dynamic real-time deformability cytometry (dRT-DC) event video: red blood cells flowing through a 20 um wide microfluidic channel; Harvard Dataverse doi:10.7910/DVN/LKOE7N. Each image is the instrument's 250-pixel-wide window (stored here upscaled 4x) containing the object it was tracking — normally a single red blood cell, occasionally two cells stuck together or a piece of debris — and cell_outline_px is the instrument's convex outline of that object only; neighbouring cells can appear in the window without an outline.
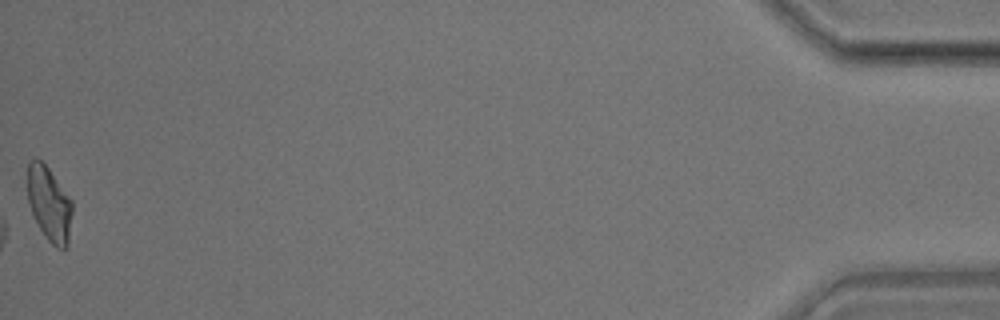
{"species": "common noctule bat (a hibernating species)", "species_latin": "Nyctalus noctula", "temperature_condition": "room temperature", "stored_images_in_passage": 33, "camera_frame_rate_fps": 3000, "um_per_image_px": 0.085, "animal": {"sex": "male", "body_mass_g": 17.9}, "frame": {"image": 1, "passage_image": 33, "time_ms": 10.667, "image_size_px": [1000, 320], "cell_outline_px": [[72, 212], [68, 248], [56, 248], [48, 240], [32, 216], [28, 204], [28, 164], [36, 156], [48, 168], [72, 200]], "centroid_in_image_um": [4.19, 17.35], "position_along_channel_um": 431.0, "area_um2": 19.48}}